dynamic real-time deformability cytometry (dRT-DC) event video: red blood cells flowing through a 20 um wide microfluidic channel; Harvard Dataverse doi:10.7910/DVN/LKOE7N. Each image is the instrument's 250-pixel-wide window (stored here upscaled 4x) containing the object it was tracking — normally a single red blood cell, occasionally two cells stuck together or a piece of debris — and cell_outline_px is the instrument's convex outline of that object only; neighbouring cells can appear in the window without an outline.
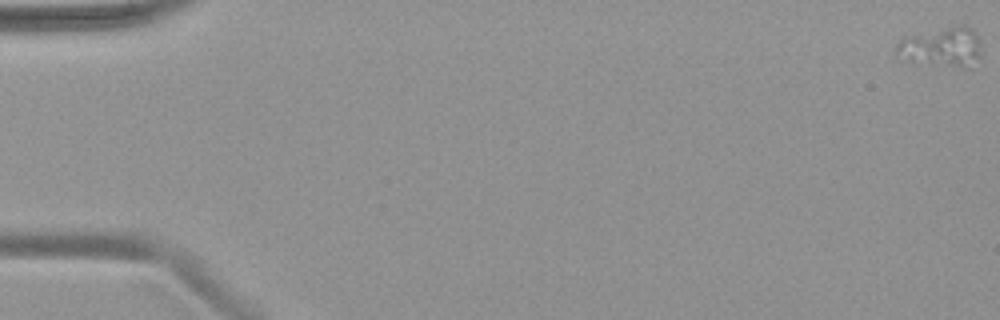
{"species": "common noctule bat (a hibernating species)", "species_latin": "Nyctalus noctula", "temperature_condition": "warm", "stored_images_in_passage": 52, "camera_frame_rate_fps": 3000, "um_per_image_px": 0.085, "animal": {"sex": "female", "body_mass_g": 19.9}, "frame": {"image": 1, "passage_image": 1, "time_ms": 0.0, "image_size_px": [1000, 320], "cell_outline_px": [[980, 56], [964, 68], [912, 64], [892, 52], [896, 44], [904, 36], [956, 24], [964, 24], [972, 28], [980, 44]], "centroid_in_image_um": [79.95, 4.0], "position_along_channel_um": 5.0, "area_um2": 20.4}}
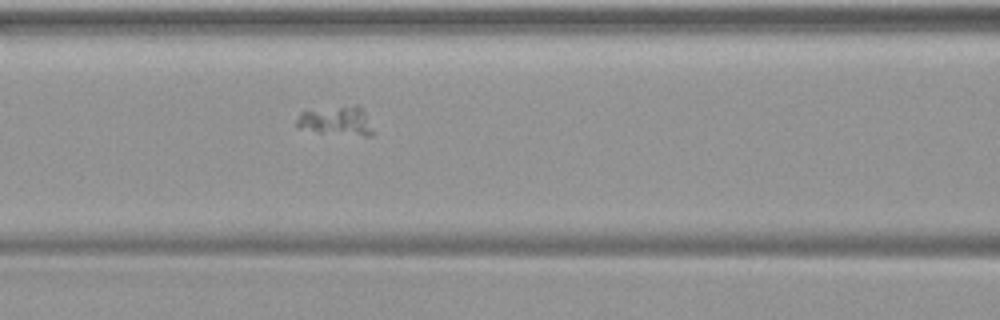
{"frame": {"image": 2, "passage_image": 23, "time_ms": 7.333, "image_size_px": [1000, 320], "cell_outline_px": [[376, 132], [372, 136], [364, 136], [320, 132], [296, 128], [296, 120], [300, 112], [356, 104], [360, 104]], "centroid_in_image_um": [28.65, 10.28], "position_along_channel_um": 137.9, "area_um2": 13.18}}
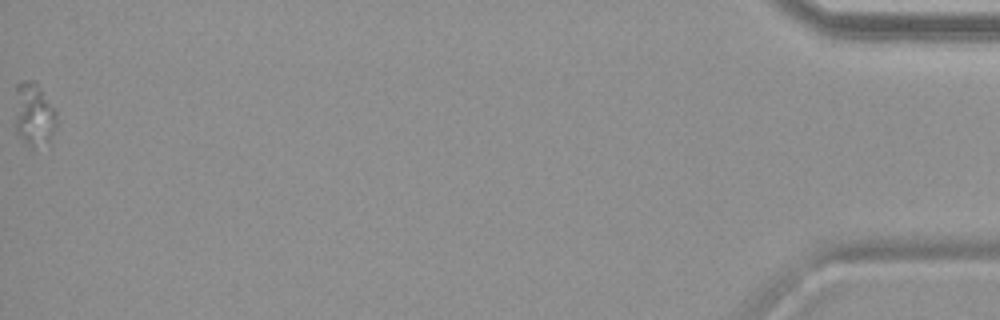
{"frame": {"image": 3, "passage_image": 52, "time_ms": 17.0, "image_size_px": [1000, 320], "cell_outline_px": [[56, 128], [48, 140], [32, 144], [28, 144], [20, 136], [16, 128], [16, 84], [24, 80], [32, 80], [40, 88], [56, 112]], "centroid_in_image_um": [2.87, 9.64], "position_along_channel_um": 432.3, "area_um2": 14.45}}